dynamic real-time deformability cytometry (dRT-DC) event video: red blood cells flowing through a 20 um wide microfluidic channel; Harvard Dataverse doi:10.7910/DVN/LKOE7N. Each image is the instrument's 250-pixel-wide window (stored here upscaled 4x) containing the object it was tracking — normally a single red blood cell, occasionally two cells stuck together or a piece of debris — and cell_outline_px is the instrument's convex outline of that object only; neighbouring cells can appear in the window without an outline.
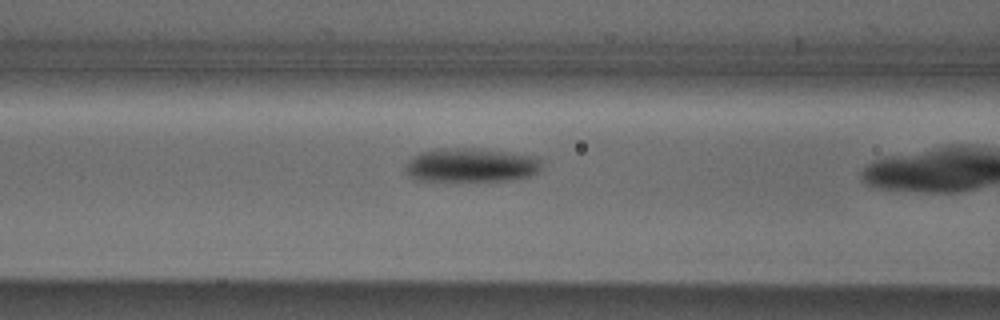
{"species": "Egyptian fruit bat (a non-hibernating species)", "species_latin": "Rousettus aegyptiacus", "temperature_condition": "cold", "stored_images_in_passage": 29, "camera_frame_rate_fps": 3000, "um_per_image_px": 0.085, "animal": {"sex": "male"}, "frame": {"image": 1, "passage_image": 9, "time_ms": 2.667, "image_size_px": [1000, 320], "cell_outline_px": [[544, 164], [536, 172], [528, 176], [504, 180], [416, 180], [408, 176], [404, 172], [404, 164], [412, 156], [420, 152], [440, 148], [476, 148], [512, 152], [536, 156]], "centroid_in_image_um": [39.99, 14.01], "position_along_channel_um": 126.6, "area_um2": 27.11}}
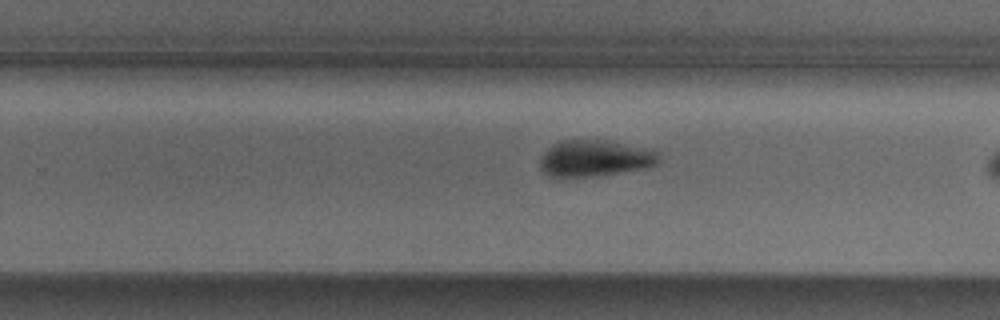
{"frame": {"image": 2, "passage_image": 21, "time_ms": 6.667, "image_size_px": [1000, 320], "cell_outline_px": [[660, 160], [656, 164], [648, 168], [560, 180], [548, 176], [540, 168], [540, 160], [548, 148], [552, 144], [560, 140], [604, 140], [652, 148], [660, 152]], "centroid_in_image_um": [50.57, 13.47], "position_along_channel_um": 279.2, "area_um2": 25.84}}
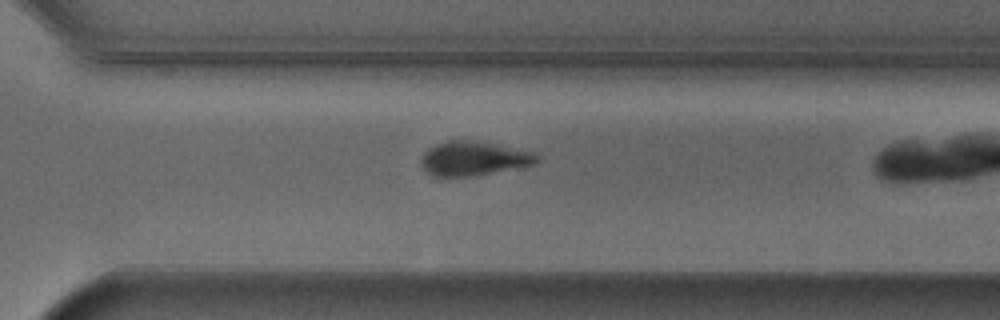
{"frame": {"image": 3, "passage_image": 25, "time_ms": 8.0, "image_size_px": [1000, 320], "cell_outline_px": [[540, 160], [536, 164], [476, 176], [432, 176], [424, 172], [420, 164], [420, 160], [424, 152], [428, 148], [436, 144], [448, 140], [468, 140], [496, 144], [532, 152], [540, 156]], "centroid_in_image_um": [40.23, 13.48], "position_along_channel_um": 330.4, "area_um2": 23.29}}